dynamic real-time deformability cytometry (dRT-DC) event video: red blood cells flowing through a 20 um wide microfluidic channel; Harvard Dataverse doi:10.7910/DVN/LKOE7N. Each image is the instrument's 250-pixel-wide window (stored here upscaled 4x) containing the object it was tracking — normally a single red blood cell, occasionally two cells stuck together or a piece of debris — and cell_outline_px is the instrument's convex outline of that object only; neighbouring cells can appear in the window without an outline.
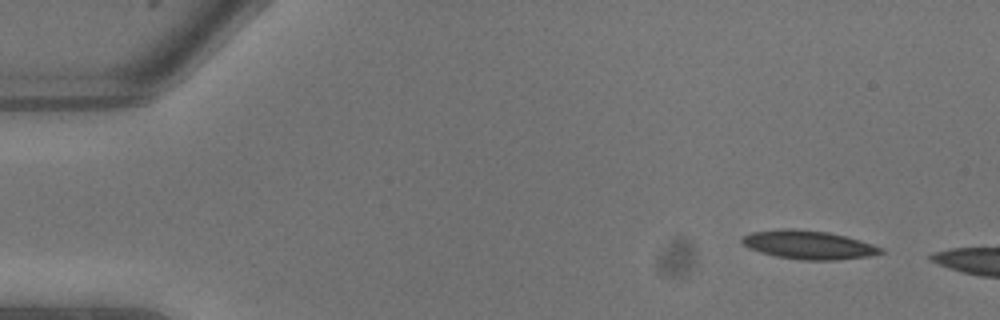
{"species": "common noctule bat (a hibernating species)", "species_latin": "Nyctalus noctula", "temperature_condition": "warm", "stored_images_in_passage": 4, "camera_frame_rate_fps": 3000, "um_per_image_px": 0.085, "animal": {"sex": "male", "body_mass_g": 13.3}, "frame": {"image": 1, "passage_image": 1, "time_ms": 0.0, "image_size_px": [1000, 320], "cell_outline_px": [[884, 252], [872, 256], [836, 260], [804, 260], [776, 256], [760, 252], [748, 248], [740, 240], [744, 236], [752, 232], [780, 228], [796, 228], [828, 232], [860, 240], [884, 248]], "centroid_in_image_um": [68.74, 20.8], "position_along_channel_um": 16.3, "area_um2": 23.24}}